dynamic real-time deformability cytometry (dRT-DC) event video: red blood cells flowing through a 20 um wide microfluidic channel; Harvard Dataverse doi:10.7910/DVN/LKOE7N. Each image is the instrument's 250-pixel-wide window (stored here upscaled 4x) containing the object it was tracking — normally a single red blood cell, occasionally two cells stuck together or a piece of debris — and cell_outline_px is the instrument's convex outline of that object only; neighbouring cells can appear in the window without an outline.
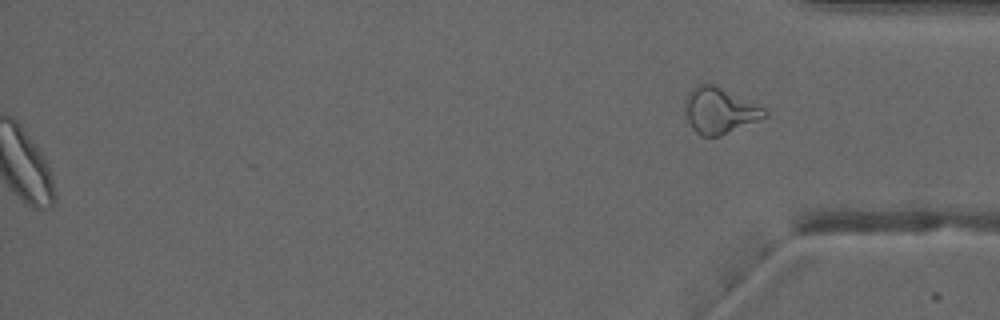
{"species": "common noctule bat (a hibernating species)", "species_latin": "Nyctalus noctula", "temperature_condition": "warm", "stored_images_in_passage": 43, "camera_frame_rate_fps": 3000, "um_per_image_px": 0.085, "animal": {"sex": "male", "forearm_length_mm": 52.5}, "frame": {"image": 1, "passage_image": 43, "time_ms": 14.0, "image_size_px": [1000, 320], "cell_outline_px": [[768, 116], [720, 136], [700, 136], [692, 128], [688, 120], [684, 108], [684, 104], [688, 92], [696, 84], [708, 80], [764, 108], [768, 112]], "centroid_in_image_um": [61.13, 9.35], "position_along_channel_um": 374.1, "area_um2": 21.62}, "authors_computed_cell_mechanics": {"area_um2": 22.1952, "velocity_mm_per_s": 3.9723, "shape_relaxation_time_tau1_ms": null, "shape_relaxation_time_tau2_ms": 2.3849, "deformation_change_tau1": null, "deformation_change_tau2": 0.0937}}